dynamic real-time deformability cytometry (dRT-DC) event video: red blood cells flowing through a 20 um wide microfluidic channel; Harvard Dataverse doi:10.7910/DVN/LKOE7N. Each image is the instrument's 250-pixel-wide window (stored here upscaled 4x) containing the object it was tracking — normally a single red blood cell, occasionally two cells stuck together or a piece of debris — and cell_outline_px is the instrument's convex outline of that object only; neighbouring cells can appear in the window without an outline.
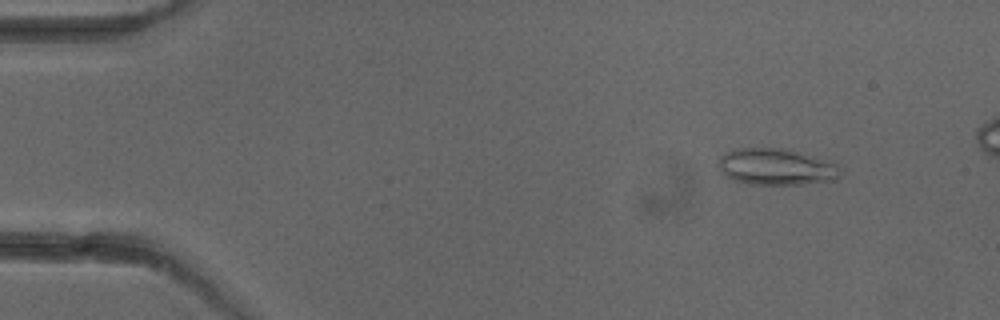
{"species": "common noctule bat (a hibernating species)", "species_latin": "Nyctalus noctula", "temperature_condition": "cold", "stored_images_in_passage": 5, "camera_frame_rate_fps": 3000, "um_per_image_px": 0.085, "animal": {"sex": "female"}, "frame": {"image": 1, "passage_image": 2, "time_ms": 1.333, "image_size_px": [1000, 320], "cell_outline_px": [[844, 172], [840, 176], [832, 180], [800, 184], [748, 184], [732, 180], [724, 176], [716, 164], [716, 160], [724, 152], [736, 148], [784, 148], [832, 160], [840, 164]], "centroid_in_image_um": [65.99, 14.17], "position_along_channel_um": 19.0, "area_um2": 26.7}}